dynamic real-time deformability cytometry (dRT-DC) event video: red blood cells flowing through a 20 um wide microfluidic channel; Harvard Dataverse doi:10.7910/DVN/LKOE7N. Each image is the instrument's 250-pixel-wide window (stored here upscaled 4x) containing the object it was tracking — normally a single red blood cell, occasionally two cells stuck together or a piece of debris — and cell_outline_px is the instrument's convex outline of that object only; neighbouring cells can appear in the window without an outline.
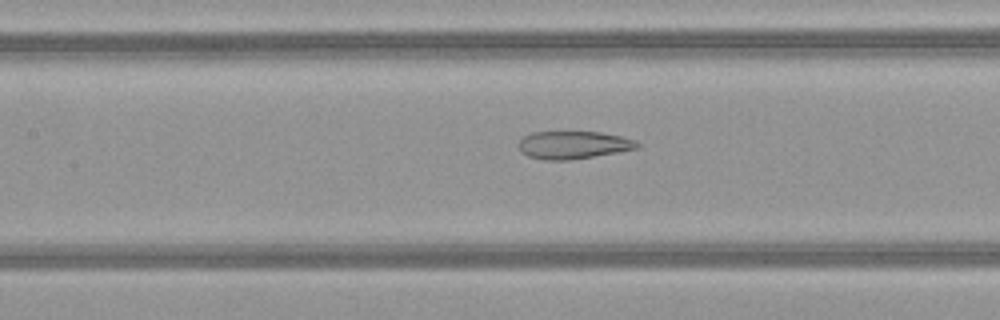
{"species": "common noctule bat (a hibernating species)", "species_latin": "Nyctalus noctula", "temperature_condition": "warm", "stored_images_in_passage": 40, "camera_frame_rate_fps": 3000, "um_per_image_px": 0.085, "animal": {"sex": "female", "body_mass_g": 21.9}, "frame": {"image": 1, "passage_image": 13, "time_ms": 4.0, "image_size_px": [1000, 320], "cell_outline_px": [[640, 148], [620, 152], [568, 160], [544, 160], [528, 156], [520, 152], [516, 144], [524, 136], [532, 132], [600, 132], [620, 136], [636, 140], [640, 144]], "centroid_in_image_um": [48.72, 12.32], "position_along_channel_um": 158.7, "area_um2": 19.36}}
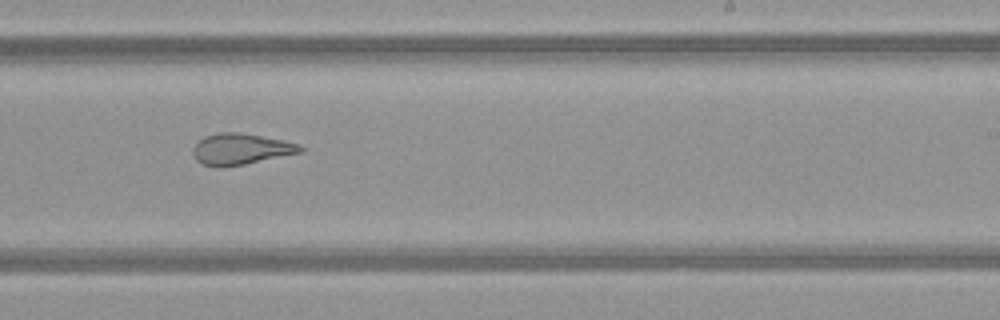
{"frame": {"image": 2, "passage_image": 21, "time_ms": 6.667, "image_size_px": [1000, 320], "cell_outline_px": [[304, 152], [244, 164], [220, 168], [200, 164], [196, 160], [192, 152], [192, 148], [204, 136], [220, 132], [240, 132], [280, 140], [296, 144], [304, 148]], "centroid_in_image_um": [20.41, 12.68], "position_along_channel_um": 268.6, "area_um2": 19.42}}
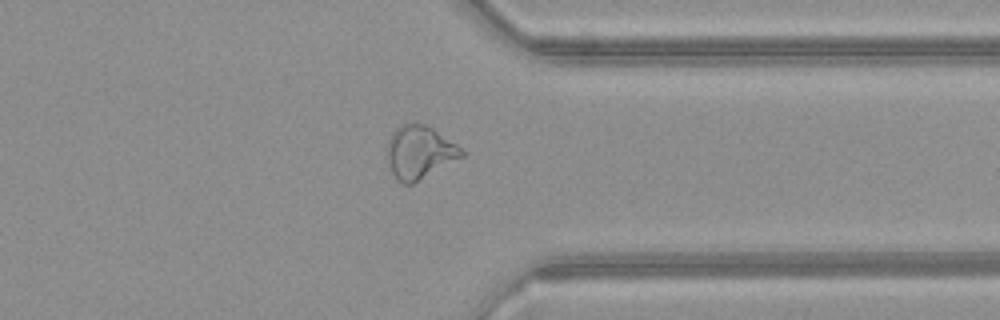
{"frame": {"image": 3, "passage_image": 29, "time_ms": 9.333, "image_size_px": [1000, 320], "cell_outline_px": [[468, 152], [464, 156], [412, 184], [404, 184], [396, 180], [392, 172], [388, 160], [388, 140], [392, 132], [400, 124], [424, 124], [432, 128]], "centroid_in_image_um": [35.67, 12.95], "position_along_channel_um": 375.7, "area_um2": 22.83}, "authors_computed_cell_mechanics": {"area_um2": 22.253, "velocity_mm_per_s": 4.1299, "shape_relaxation_time_tau1_ms": null, "shape_relaxation_time_tau2_ms": 1.5897, "deformation_change_tau1": null, "deformation_change_tau2": 0.0941}}